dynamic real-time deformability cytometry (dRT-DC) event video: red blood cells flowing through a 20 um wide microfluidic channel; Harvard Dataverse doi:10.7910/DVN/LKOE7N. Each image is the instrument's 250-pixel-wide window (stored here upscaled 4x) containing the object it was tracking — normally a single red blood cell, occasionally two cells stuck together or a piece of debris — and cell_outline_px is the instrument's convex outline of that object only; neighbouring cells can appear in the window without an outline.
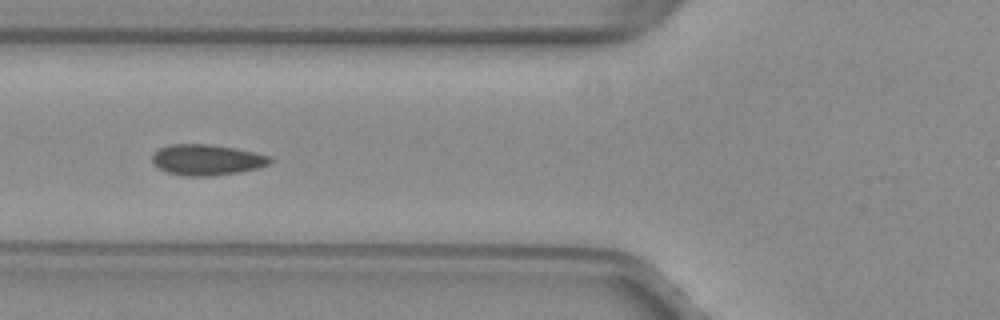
{"species": "common noctule bat (a hibernating species)", "species_latin": "Nyctalus noctula", "temperature_condition": "warm", "stored_images_in_passage": 20, "camera_frame_rate_fps": 3000, "um_per_image_px": 0.085, "animal": {"sex": "female", "body_mass_g": 29.2, "forearm_length_mm": 56.3}, "frame": {"image": 1, "passage_image": 6, "time_ms": 1.667, "image_size_px": [1000, 320], "cell_outline_px": [[272, 160], [268, 164], [260, 168], [240, 172], [212, 176], [184, 176], [168, 172], [152, 164], [152, 152], [160, 148], [172, 144], [208, 144], [236, 148], [272, 156]], "centroid_in_image_um": [17.59, 13.58], "position_along_channel_um": 108.2, "area_um2": 21.33}}